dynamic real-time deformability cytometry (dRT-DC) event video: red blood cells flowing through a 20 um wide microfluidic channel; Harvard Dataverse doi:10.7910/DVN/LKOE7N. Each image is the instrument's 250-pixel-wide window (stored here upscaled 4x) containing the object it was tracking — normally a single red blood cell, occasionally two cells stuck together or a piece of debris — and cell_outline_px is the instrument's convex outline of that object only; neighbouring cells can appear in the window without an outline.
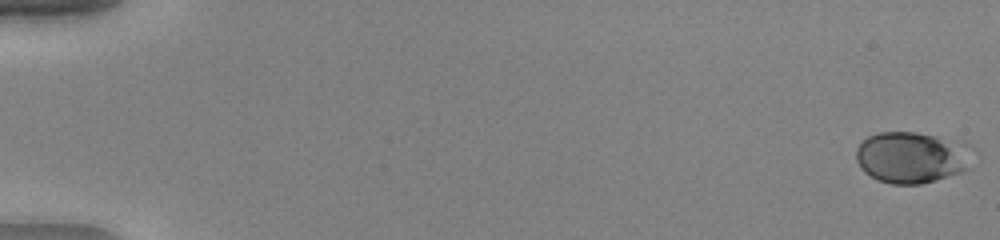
{"species": "human", "species_latin": "Homo sapiens", "temperature_condition": "warm", "stored_images_in_passage": 53, "camera_frame_rate_fps": 3000, "um_per_image_px": 0.085, "donor": {"sex": "female"}, "frame": {"image": 1, "passage_image": 1, "time_ms": 0.0, "image_size_px": [1000, 240], "cell_outline_px": [[968, 168], [960, 172], [936, 180], [920, 184], [892, 184], [876, 180], [864, 172], [860, 168], [856, 160], [856, 148], [868, 136], [880, 132], [916, 132], [936, 136]], "centroid_in_image_um": [77.07, 13.44], "position_along_channel_um": 7.9, "area_um2": 31.79}}
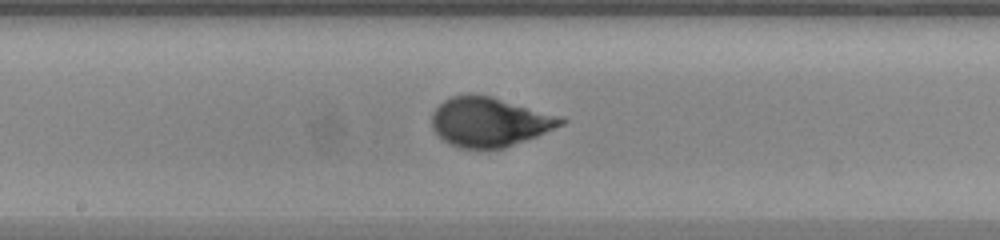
{"frame": {"image": 2, "passage_image": 30, "time_ms": 9.667, "image_size_px": [1000, 240], "cell_outline_px": [[568, 120], [564, 124], [536, 136], [504, 148], [460, 148], [448, 144], [432, 128], [432, 112], [444, 100], [452, 96], [468, 92], [472, 92], [492, 96], [560, 116]], "centroid_in_image_um": [41.58, 10.34], "position_along_channel_um": 206.6, "area_um2": 37.22}}
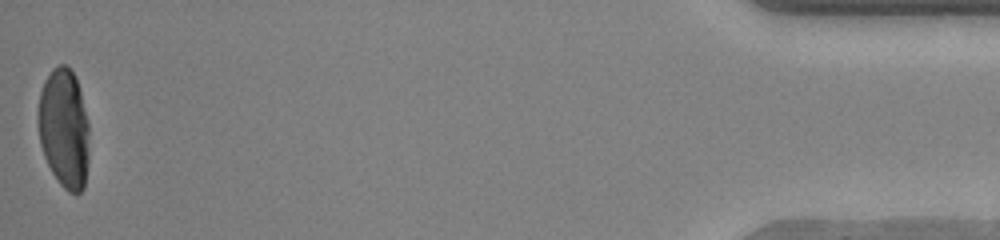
{"frame": {"image": 3, "passage_image": 53, "time_ms": 17.333, "image_size_px": [1000, 240], "cell_outline_px": [[88, 160], [84, 188], [80, 192], [68, 192], [60, 184], [52, 172], [44, 156], [40, 144], [40, 92], [44, 80], [52, 68], [60, 64], [68, 64], [76, 76], [88, 120]], "centroid_in_image_um": [5.47, 10.89], "position_along_channel_um": 429.7, "area_um2": 35.32}, "authors_computed_cell_mechanics": {"area_um2": 35.3158, "velocity_mm_per_s": 4.0026, "shape_relaxation_time_tau1_ms": 2.9622, "shape_relaxation_time_tau2_ms": null, "deformation_change_tau1": 0.1667, "deformation_change_tau2": null}}